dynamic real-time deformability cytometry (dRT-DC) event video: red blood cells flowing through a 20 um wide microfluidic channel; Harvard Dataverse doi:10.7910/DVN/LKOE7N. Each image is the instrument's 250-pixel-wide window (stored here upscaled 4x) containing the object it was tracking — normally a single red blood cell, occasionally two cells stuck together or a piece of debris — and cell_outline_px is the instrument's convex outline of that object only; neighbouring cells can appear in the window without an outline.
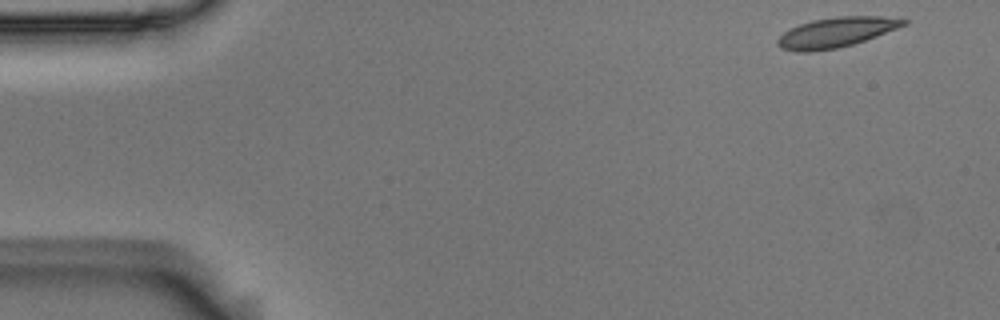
{"species": "Egyptian fruit bat (a non-hibernating species)", "species_latin": "Rousettus aegyptiacus", "temperature_condition": "room temperature", "stored_images_in_passage": 50, "camera_frame_rate_fps": 3000, "um_per_image_px": 0.085, "animal": {"sex": "male"}, "frame": {"image": 1, "passage_image": 1, "time_ms": 0.0, "image_size_px": [1000, 320], "cell_outline_px": [[908, 24], [876, 36], [852, 44], [836, 48], [812, 52], [796, 52], [780, 48], [776, 44], [776, 40], [784, 32], [800, 24], [812, 20], [836, 16], [880, 16], [908, 20]], "centroid_in_image_um": [71.04, 2.75], "position_along_channel_um": 14.0, "area_um2": 21.91}}
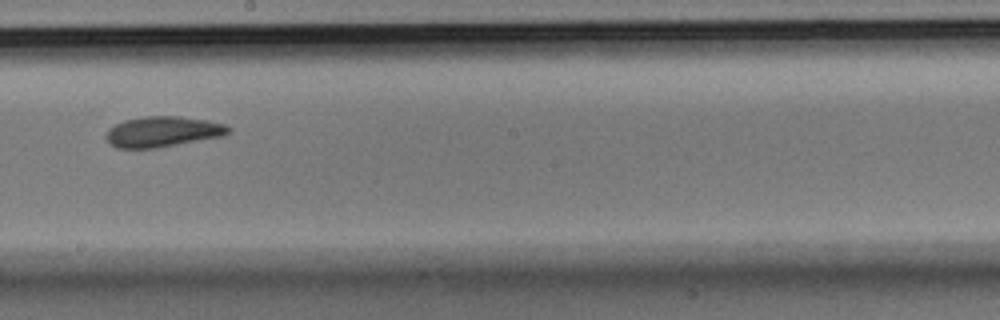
{"frame": {"image": 2, "passage_image": 28, "time_ms": 9.0, "image_size_px": [1000, 320], "cell_outline_px": [[232, 132], [224, 136], [156, 148], [116, 148], [108, 144], [104, 136], [108, 128], [124, 120], [144, 116], [180, 116], [208, 120], [224, 124], [232, 128]], "centroid_in_image_um": [13.83, 11.19], "position_along_channel_um": 234.4, "area_um2": 22.14}}
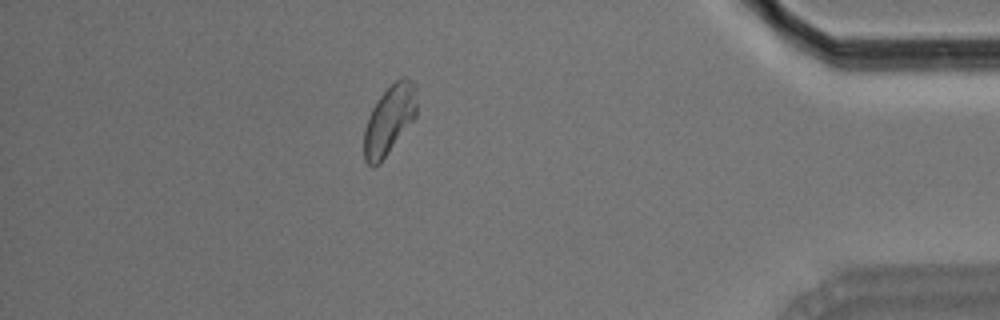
{"frame": {"image": 3, "passage_image": 45, "time_ms": 14.667, "image_size_px": [1000, 320], "cell_outline_px": [[416, 116], [380, 164], [372, 168], [364, 160], [364, 128], [368, 116], [372, 108], [380, 96], [400, 76], [404, 76], [412, 80], [416, 84]], "centroid_in_image_um": [33.09, 10.19], "position_along_channel_um": 402.1, "area_um2": 21.33}}